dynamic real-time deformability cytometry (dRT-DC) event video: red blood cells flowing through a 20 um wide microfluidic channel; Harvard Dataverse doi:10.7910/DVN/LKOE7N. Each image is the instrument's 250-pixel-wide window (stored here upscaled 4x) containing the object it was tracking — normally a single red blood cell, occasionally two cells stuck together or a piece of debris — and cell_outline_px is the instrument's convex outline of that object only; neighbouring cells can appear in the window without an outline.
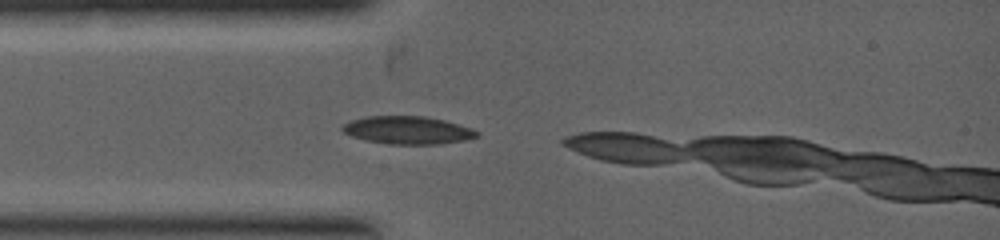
{"species": "common noctule bat (a hibernating species)", "species_latin": "Nyctalus noctula", "temperature_condition": "warm", "stored_images_in_passage": 2, "camera_frame_rate_fps": 5000, "um_per_image_px": 0.085, "animal": {"sex": "female", "body_mass_g": 19.0, "forearm_length_mm": 53.3}, "frame": {"image": 1, "passage_image": 1, "time_ms": 0.0, "image_size_px": [1000, 240], "cell_outline_px": [[480, 136], [464, 140], [440, 144], [392, 144], [368, 140], [352, 136], [344, 132], [340, 128], [344, 124], [352, 120], [364, 116], [424, 116], [444, 120], [472, 128], [480, 132]], "centroid_in_image_um": [34.69, 11.06], "position_along_channel_um": 50.3, "area_um2": 21.73}}